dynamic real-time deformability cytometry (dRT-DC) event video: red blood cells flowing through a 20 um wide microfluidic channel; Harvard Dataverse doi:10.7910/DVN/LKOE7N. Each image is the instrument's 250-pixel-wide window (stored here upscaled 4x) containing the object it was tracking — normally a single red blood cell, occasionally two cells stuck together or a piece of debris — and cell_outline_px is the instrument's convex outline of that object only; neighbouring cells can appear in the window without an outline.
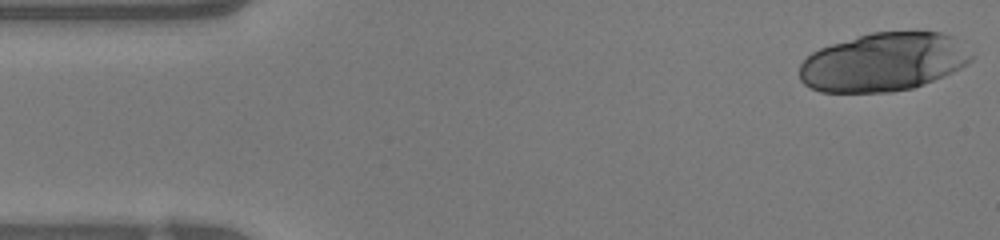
{"species": "human", "species_latin": "Homo sapiens", "temperature_condition": "warm", "stored_images_in_passage": 29, "camera_frame_rate_fps": 3000, "um_per_image_px": 0.085, "donor": {"sex": "female"}, "frame": {"image": 1, "passage_image": 1, "time_ms": 0.0, "image_size_px": [1000, 240], "cell_outline_px": [[972, 60], [968, 64], [944, 76], [924, 84], [912, 88], [892, 92], [820, 92], [804, 84], [800, 80], [800, 64], [812, 52], [820, 48], [832, 44], [872, 32], [940, 32], [952, 36], [972, 56]], "centroid_in_image_um": [75.07, 5.29], "position_along_channel_um": 9.9, "area_um2": 58.15}}
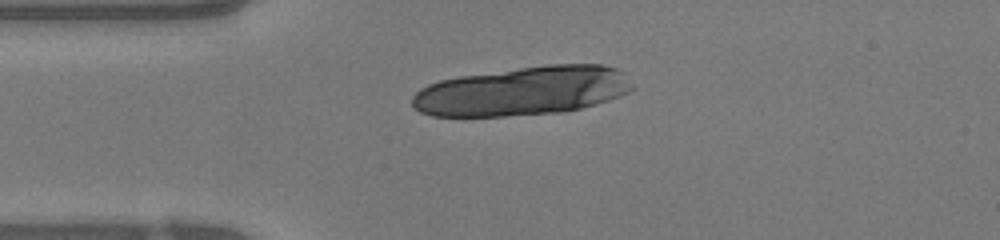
{"frame": {"image": 2, "passage_image": 10, "time_ms": 3.0, "image_size_px": [1000, 240], "cell_outline_px": [[636, 88], [620, 96], [608, 100], [580, 108], [564, 112], [504, 116], [432, 116], [420, 112], [412, 104], [412, 96], [420, 88], [428, 84], [440, 80], [460, 76], [548, 64], [600, 64], [616, 68], [624, 72]], "centroid_in_image_um": [44.45, 7.73], "position_along_channel_um": 40.5, "area_um2": 62.94}}